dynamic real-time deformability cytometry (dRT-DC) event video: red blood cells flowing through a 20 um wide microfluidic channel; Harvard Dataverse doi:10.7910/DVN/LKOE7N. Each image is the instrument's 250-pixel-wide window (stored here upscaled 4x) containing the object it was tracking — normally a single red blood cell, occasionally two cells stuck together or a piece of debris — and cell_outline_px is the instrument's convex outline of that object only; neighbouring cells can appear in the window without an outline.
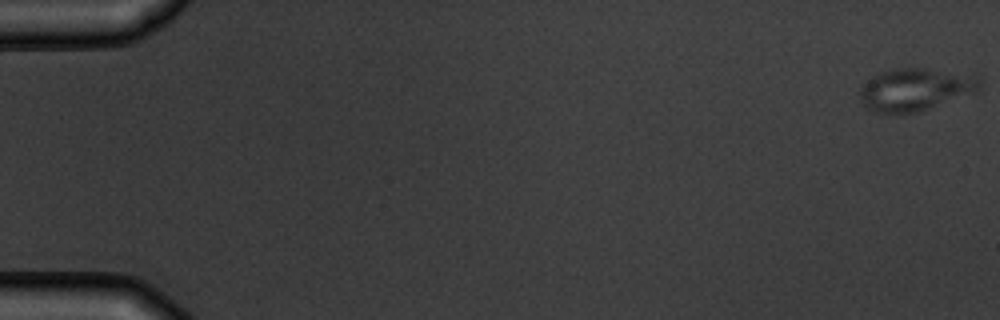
{"species": "common noctule bat (a hibernating species)", "species_latin": "Nyctalus noctula", "temperature_condition": "warm", "stored_images_in_passage": 6, "camera_frame_rate_fps": 3000, "um_per_image_px": 0.085, "animal": {"sex": "male", "body_mass_g": 19.5, "forearm_length_mm": 54.6}, "frame": {"image": 1, "passage_image": 1, "time_ms": 0.0, "image_size_px": [1000, 320], "cell_outline_px": [[980, 88], [976, 92], [916, 112], [876, 112], [864, 108], [860, 96], [860, 88], [868, 80], [880, 72], [892, 68], [924, 68], [980, 76]], "centroid_in_image_um": [77.79, 7.59], "position_along_channel_um": 7.2, "area_um2": 29.3}}
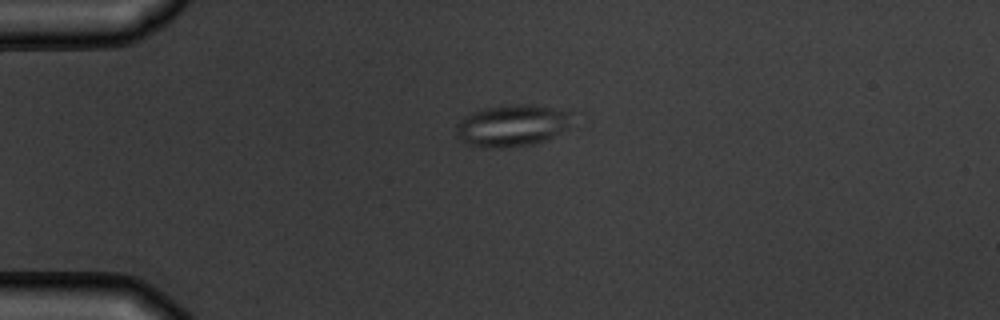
{"frame": {"image": 2, "passage_image": 4, "time_ms": 4.333, "image_size_px": [1000, 320], "cell_outline_px": [[572, 112], [568, 128], [536, 144], [500, 148], [488, 148], [468, 144], [456, 136], [456, 124], [460, 120], [472, 112], [484, 108], [516, 104], [536, 104]], "centroid_in_image_um": [43.52, 10.67], "position_along_channel_um": 41.5, "area_um2": 28.21}}